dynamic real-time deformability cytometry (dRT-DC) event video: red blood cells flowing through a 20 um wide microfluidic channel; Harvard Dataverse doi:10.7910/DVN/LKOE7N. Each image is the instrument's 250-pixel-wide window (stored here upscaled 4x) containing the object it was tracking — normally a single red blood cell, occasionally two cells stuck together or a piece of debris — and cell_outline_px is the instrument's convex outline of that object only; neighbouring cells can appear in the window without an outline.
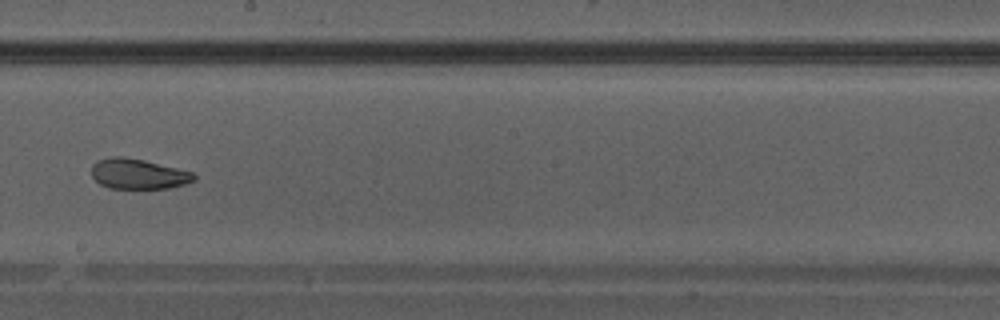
{"species": "Egyptian fruit bat (a non-hibernating species)", "species_latin": "Rousettus aegyptiacus", "temperature_condition": "warm", "stored_images_in_passage": 40, "camera_frame_rate_fps": 3000, "um_per_image_px": 0.085, "animal": {"sex": "male"}, "frame": {"image": 1, "passage_image": 23, "time_ms": 7.333, "image_size_px": [1000, 320], "cell_outline_px": [[196, 180], [184, 184], [168, 188], [108, 188], [100, 184], [92, 176], [92, 164], [96, 160], [112, 156], [124, 156], [144, 160], [192, 172], [196, 176]], "centroid_in_image_um": [11.72, 14.77], "position_along_channel_um": 236.5, "area_um2": 18.03}}